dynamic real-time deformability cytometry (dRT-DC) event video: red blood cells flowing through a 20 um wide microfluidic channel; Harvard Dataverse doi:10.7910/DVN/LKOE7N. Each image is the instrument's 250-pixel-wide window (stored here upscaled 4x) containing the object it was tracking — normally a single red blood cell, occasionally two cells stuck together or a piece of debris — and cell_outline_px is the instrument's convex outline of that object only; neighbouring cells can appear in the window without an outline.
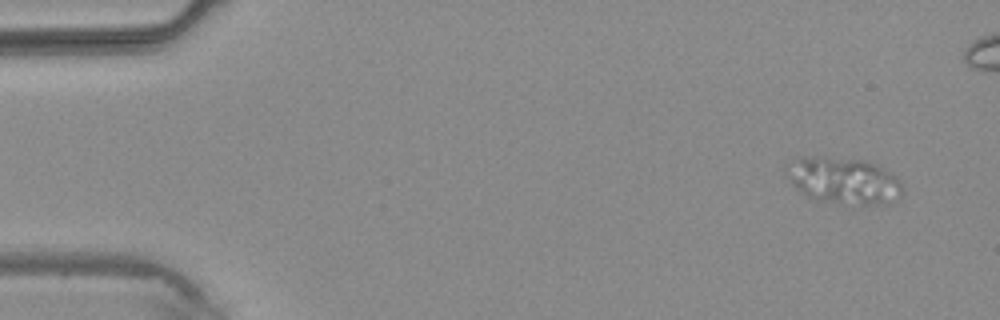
{"species": "common noctule bat (a hibernating species)", "species_latin": "Nyctalus noctula", "temperature_condition": "warm", "stored_images_in_passage": 4, "camera_frame_rate_fps": 3000, "um_per_image_px": 0.085, "animal": {"sex": "male", "body_mass_g": 20.4}, "frame": {"image": 1, "passage_image": 1, "time_ms": 0.0, "image_size_px": [1000, 320], "cell_outline_px": [[900, 196], [888, 204], [852, 212], [812, 200], [796, 188], [792, 184], [792, 160], [796, 156], [824, 156], [868, 160], [892, 172], [900, 180]], "centroid_in_image_um": [71.81, 15.48], "position_along_channel_um": 13.2, "area_um2": 33.47}}